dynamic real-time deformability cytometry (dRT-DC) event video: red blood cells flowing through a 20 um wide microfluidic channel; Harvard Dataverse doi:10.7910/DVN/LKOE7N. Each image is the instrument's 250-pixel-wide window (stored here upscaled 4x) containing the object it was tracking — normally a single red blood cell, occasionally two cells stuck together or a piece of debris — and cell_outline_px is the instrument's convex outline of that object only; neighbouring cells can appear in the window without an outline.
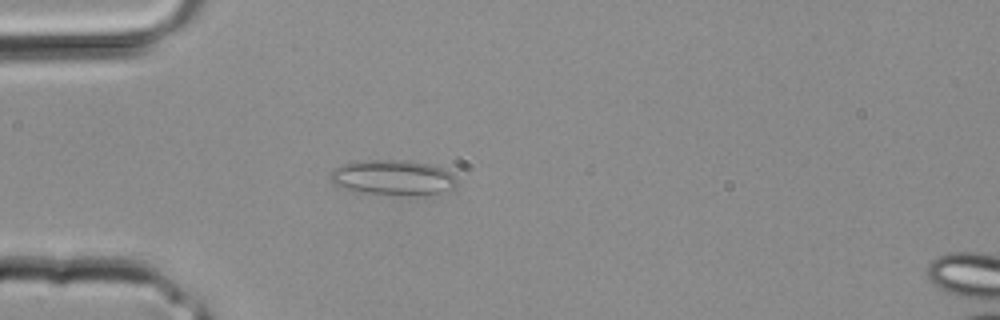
{"species": "common noctule bat (a hibernating species)", "species_latin": "Nyctalus noctula", "temperature_condition": "room temperature", "stored_images_in_passage": 1, "camera_frame_rate_fps": 3000, "um_per_image_px": 0.085, "animal": {"sex": "male", "body_mass_g": 20.4}, "frame": {"image": 1, "passage_image": 1, "time_ms": 0.0, "image_size_px": [1000, 320], "cell_outline_px": [[456, 184], [452, 188], [440, 192], [352, 192], [332, 184], [328, 176], [336, 168], [344, 164], [368, 160], [404, 160], [432, 164], [444, 168], [456, 180]], "centroid_in_image_um": [33.31, 15.04], "position_along_channel_um": 51.7, "area_um2": 24.8}}